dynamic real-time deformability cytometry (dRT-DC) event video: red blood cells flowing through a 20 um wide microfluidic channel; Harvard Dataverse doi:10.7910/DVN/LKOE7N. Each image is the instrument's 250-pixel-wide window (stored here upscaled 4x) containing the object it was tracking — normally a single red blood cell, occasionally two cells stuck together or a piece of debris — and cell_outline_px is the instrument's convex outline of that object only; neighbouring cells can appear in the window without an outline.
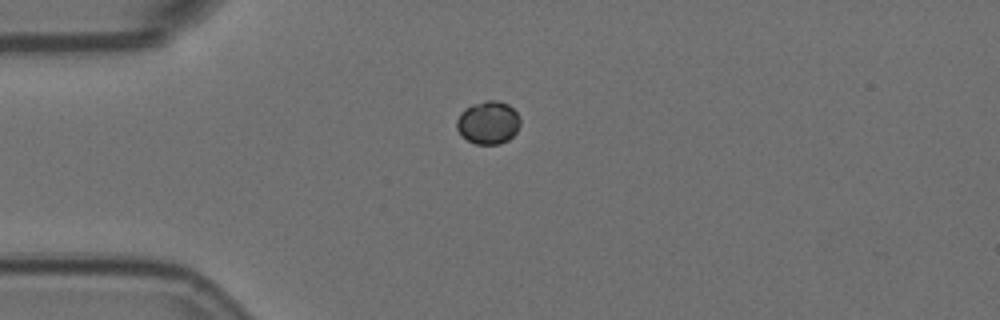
{"species": "Egyptian fruit bat (a non-hibernating species)", "species_latin": "Rousettus aegyptiacus", "temperature_condition": "room temperature", "stored_images_in_passage": 8, "camera_frame_rate_fps": 3000, "um_per_image_px": 0.085, "animal": {"sex": "female"}, "frame": {"image": 1, "passage_image": 1, "time_ms": 0.0, "image_size_px": [1000, 320], "cell_outline_px": [[520, 124], [516, 132], [508, 140], [500, 144], [476, 144], [460, 136], [456, 128], [456, 120], [460, 112], [464, 108], [472, 104], [484, 100], [496, 100], [508, 104], [516, 112], [520, 120]], "centroid_in_image_um": [41.46, 10.41], "position_along_channel_um": 43.5, "area_um2": 16.13}}
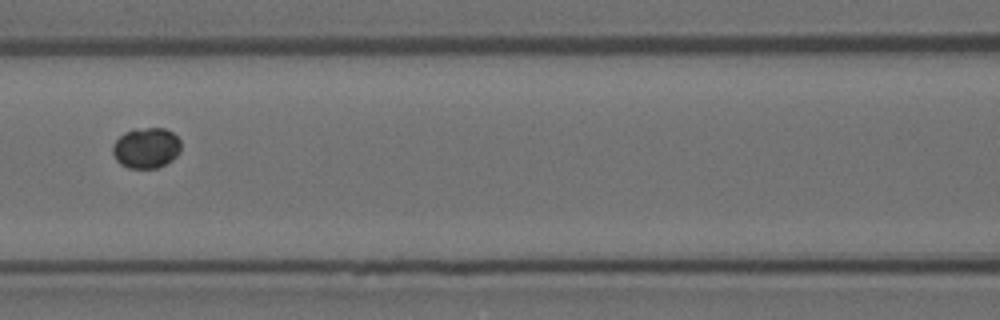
{"frame": {"image": 2, "passage_image": 4, "time_ms": 1.0, "image_size_px": [1000, 320], "cell_outline_px": [[180, 152], [172, 160], [156, 168], [128, 168], [120, 164], [116, 160], [112, 152], [112, 144], [124, 132], [136, 128], [164, 128], [172, 132], [180, 140]], "centroid_in_image_um": [12.41, 12.57], "position_along_channel_um": 154.2, "area_um2": 16.24}}
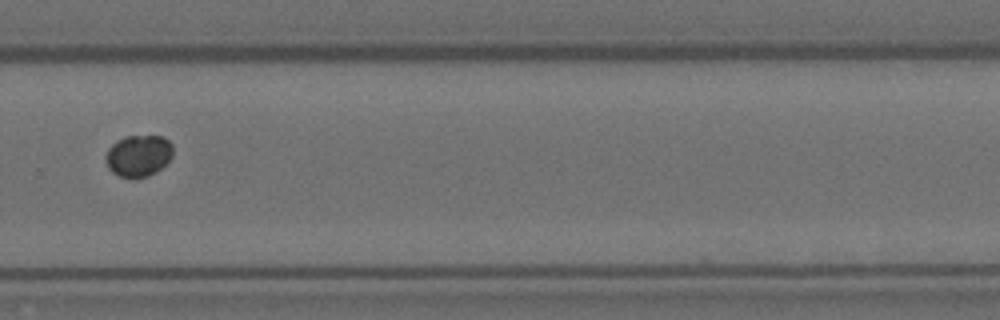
{"frame": {"image": 3, "passage_image": 8, "time_ms": 2.333, "image_size_px": [1000, 320], "cell_outline_px": [[172, 156], [156, 172], [148, 176], [136, 180], [132, 180], [120, 176], [112, 172], [108, 168], [104, 160], [104, 156], [108, 148], [116, 140], [124, 136], [160, 136], [168, 140], [172, 144]], "centroid_in_image_um": [11.72, 13.26], "position_along_channel_um": 318.1, "area_um2": 16.65}}